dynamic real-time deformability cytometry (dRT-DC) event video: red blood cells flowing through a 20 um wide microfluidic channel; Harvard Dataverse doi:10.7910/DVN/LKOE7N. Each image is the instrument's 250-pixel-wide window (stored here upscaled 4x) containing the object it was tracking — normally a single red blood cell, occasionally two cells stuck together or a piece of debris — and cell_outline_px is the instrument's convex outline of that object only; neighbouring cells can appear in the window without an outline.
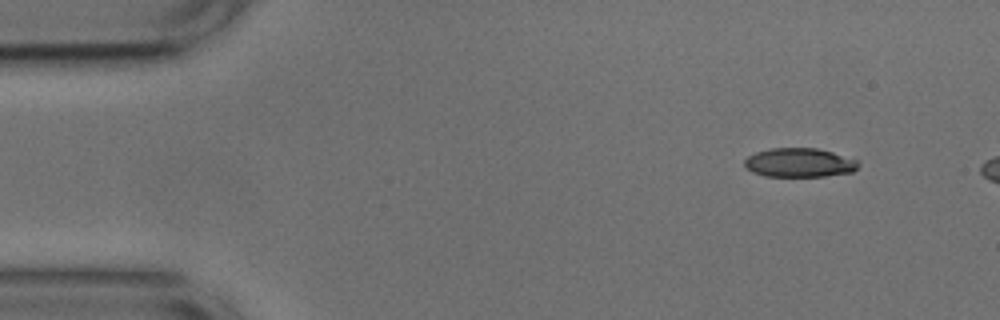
{"species": "common noctule bat (a hibernating species)", "species_latin": "Nyctalus noctula", "temperature_condition": "cold", "stored_images_in_passage": 10, "camera_frame_rate_fps": 3000, "um_per_image_px": 0.085, "animal": {"sex": "male", "body_mass_g": 17.9, "forearm_length_mm": 54.2}, "frame": {"image": 1, "passage_image": 4, "time_ms": 1.0, "image_size_px": [1000, 320], "cell_outline_px": [[860, 164], [852, 172], [824, 176], [764, 176], [752, 172], [744, 164], [744, 160], [748, 156], [756, 152], [772, 148], [816, 148], [832, 152], [856, 160]], "centroid_in_image_um": [67.93, 13.82], "position_along_channel_um": 17.1, "area_um2": 19.07}}